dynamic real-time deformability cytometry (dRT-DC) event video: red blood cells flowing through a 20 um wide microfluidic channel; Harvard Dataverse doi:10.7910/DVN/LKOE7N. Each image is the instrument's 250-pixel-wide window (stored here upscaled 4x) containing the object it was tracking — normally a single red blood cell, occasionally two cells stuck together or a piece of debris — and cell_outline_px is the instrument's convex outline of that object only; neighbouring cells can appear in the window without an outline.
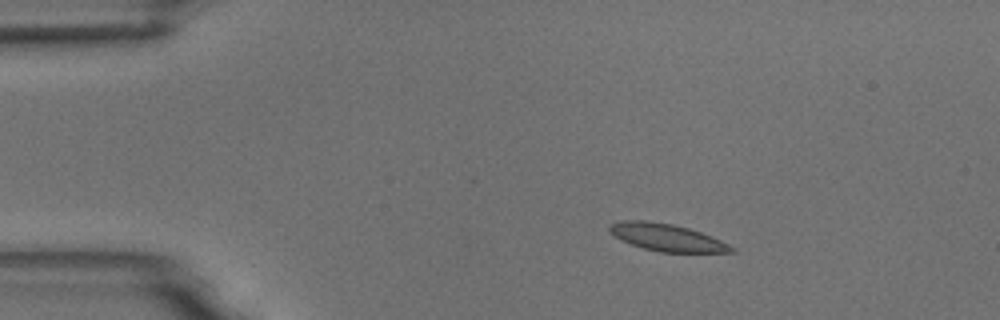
{"species": "common noctule bat (a hibernating species)", "species_latin": "Nyctalus noctula", "temperature_condition": "room temperature", "stored_images_in_passage": 4, "camera_frame_rate_fps": 3000, "um_per_image_px": 0.085, "animal": {"sex": "male", "body_mass_g": 18.8}, "frame": {"image": 1, "passage_image": 2, "time_ms": 1.333, "image_size_px": [1000, 320], "cell_outline_px": [[736, 252], [660, 252], [644, 248], [632, 244], [608, 232], [608, 224], [620, 220], [644, 220], [672, 224], [688, 228], [712, 236], [736, 248]], "centroid_in_image_um": [56.67, 20.17], "position_along_channel_um": 28.3, "area_um2": 19.25}}